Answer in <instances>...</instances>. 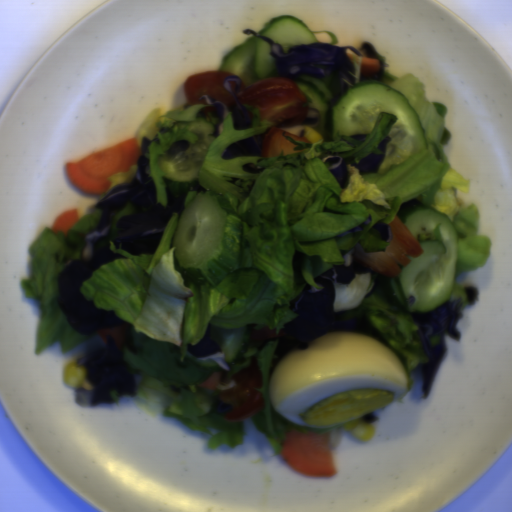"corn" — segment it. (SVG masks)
Here are the masks:
<instances>
[{
	"label": "corn",
	"mask_w": 512,
	"mask_h": 512,
	"mask_svg": "<svg viewBox=\"0 0 512 512\" xmlns=\"http://www.w3.org/2000/svg\"><path fill=\"white\" fill-rule=\"evenodd\" d=\"M342 427L361 441H370L375 433L373 423H369L362 416L350 420Z\"/></svg>",
	"instance_id": "corn-2"
},
{
	"label": "corn",
	"mask_w": 512,
	"mask_h": 512,
	"mask_svg": "<svg viewBox=\"0 0 512 512\" xmlns=\"http://www.w3.org/2000/svg\"><path fill=\"white\" fill-rule=\"evenodd\" d=\"M87 377V368L77 361L68 362L62 370V378L65 384L73 389L82 388Z\"/></svg>",
	"instance_id": "corn-1"
},
{
	"label": "corn",
	"mask_w": 512,
	"mask_h": 512,
	"mask_svg": "<svg viewBox=\"0 0 512 512\" xmlns=\"http://www.w3.org/2000/svg\"><path fill=\"white\" fill-rule=\"evenodd\" d=\"M303 136L310 140L311 143H317L319 141H321L324 137L318 133L316 130L310 128V127H306L305 126V129H304V133H303Z\"/></svg>",
	"instance_id": "corn-3"
}]
</instances>
